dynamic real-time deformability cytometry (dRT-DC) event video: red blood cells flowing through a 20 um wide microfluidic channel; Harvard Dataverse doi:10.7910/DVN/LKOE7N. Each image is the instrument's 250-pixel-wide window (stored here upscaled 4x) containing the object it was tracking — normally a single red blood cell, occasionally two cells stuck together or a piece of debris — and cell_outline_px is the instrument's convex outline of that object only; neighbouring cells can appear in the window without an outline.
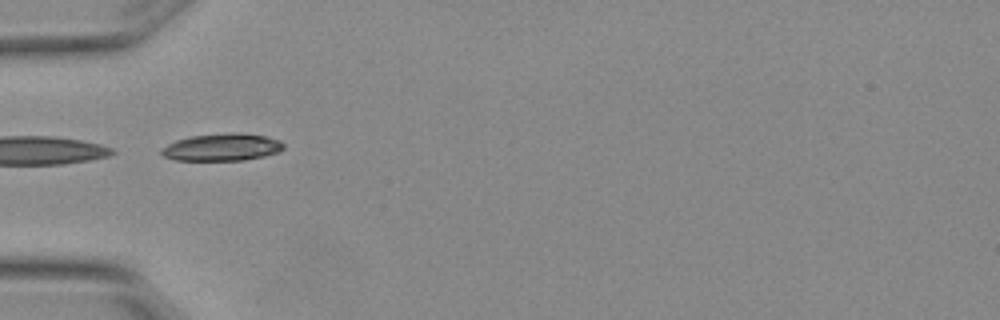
{"species": "Egyptian fruit bat (a non-hibernating species)", "species_latin": "Rousettus aegyptiacus", "temperature_condition": "warm", "stored_images_in_passage": 6, "segment_of_instrument_passage": [2, 2], "camera_frame_rate_fps": 3000, "um_per_image_px": 0.085, "animal": {"sex": "female"}, "frame": {"image": 1, "passage_image": 4, "time_ms": 1.0, "image_size_px": [1000, 320], "cell_outline_px": [[284, 148], [280, 152], [264, 156], [244, 160], [176, 160], [164, 156], [160, 152], [160, 148], [176, 140], [192, 136], [232, 132], [236, 132], [264, 136], [280, 140], [284, 144]], "centroid_in_image_um": [18.89, 12.51], "position_along_channel_um": 66.1, "area_um2": 19.42}}
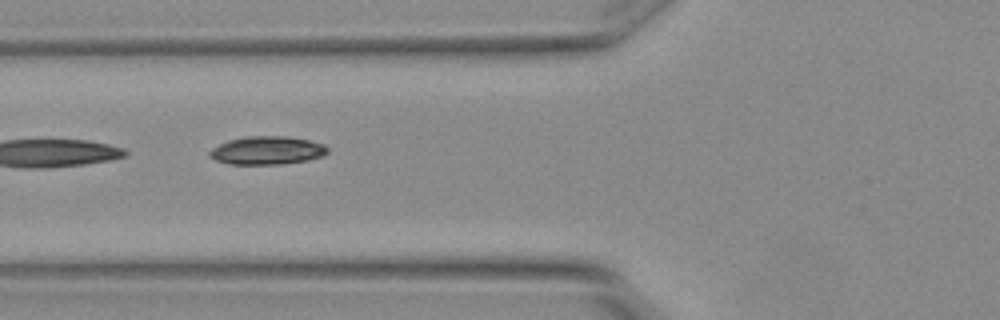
{"frame": {"image": 2, "passage_image": 5, "time_ms": 1.333, "image_size_px": [1000, 320], "cell_outline_px": [[328, 152], [324, 156], [308, 160], [280, 164], [228, 164], [216, 160], [208, 156], [208, 152], [212, 148], [228, 140], [244, 136], [284, 136], [308, 140], [324, 144], [328, 148]], "centroid_in_image_um": [22.69, 12.78], "position_along_channel_um": 103.1, "area_um2": 19.48}}
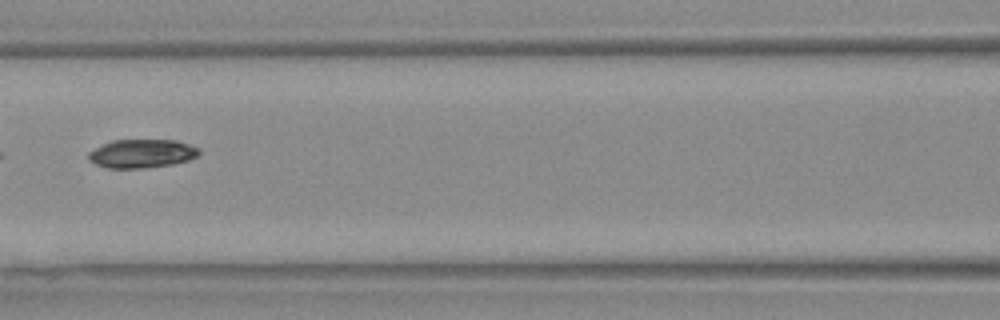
{"frame": {"image": 3, "passage_image": 6, "time_ms": 1.667, "image_size_px": [1000, 320], "cell_outline_px": [[200, 152], [196, 156], [188, 160], [172, 164], [140, 168], [108, 168], [96, 164], [88, 160], [88, 152], [112, 140], [176, 140], [200, 148]], "centroid_in_image_um": [12.05, 13.05], "position_along_channel_um": 154.6, "area_um2": 18.26}}